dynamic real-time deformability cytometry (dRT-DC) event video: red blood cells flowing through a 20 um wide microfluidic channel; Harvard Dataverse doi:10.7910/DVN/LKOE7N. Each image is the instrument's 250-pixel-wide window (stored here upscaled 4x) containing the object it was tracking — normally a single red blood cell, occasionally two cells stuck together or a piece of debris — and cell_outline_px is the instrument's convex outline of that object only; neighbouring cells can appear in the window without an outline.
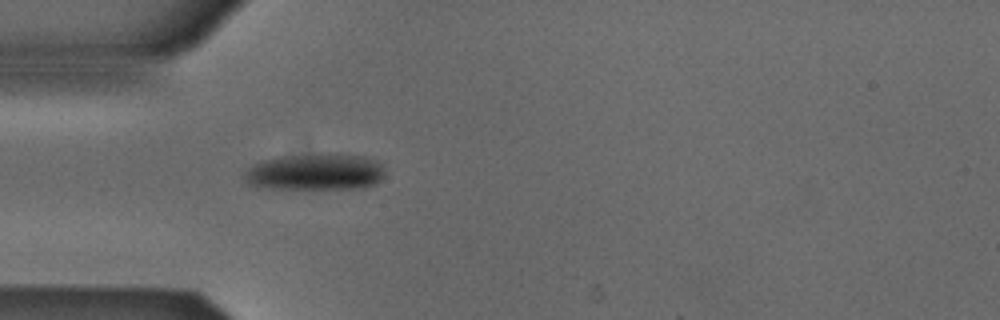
{"species": "Egyptian fruit bat (a non-hibernating species)", "species_latin": "Rousettus aegyptiacus", "temperature_condition": "cold", "stored_images_in_passage": 4, "camera_frame_rate_fps": 3000, "um_per_image_px": 0.085, "animal": {"sex": "male"}, "frame": {"image": 1, "passage_image": 4, "time_ms": 1.0, "image_size_px": [1000, 320], "cell_outline_px": [[384, 176], [376, 184], [364, 188], [272, 188], [248, 184], [244, 180], [244, 172], [252, 164], [264, 160], [280, 156], [336, 152], [364, 156], [380, 164], [384, 168]], "centroid_in_image_um": [26.82, 14.59], "position_along_channel_um": 58.2, "area_um2": 30.23}}